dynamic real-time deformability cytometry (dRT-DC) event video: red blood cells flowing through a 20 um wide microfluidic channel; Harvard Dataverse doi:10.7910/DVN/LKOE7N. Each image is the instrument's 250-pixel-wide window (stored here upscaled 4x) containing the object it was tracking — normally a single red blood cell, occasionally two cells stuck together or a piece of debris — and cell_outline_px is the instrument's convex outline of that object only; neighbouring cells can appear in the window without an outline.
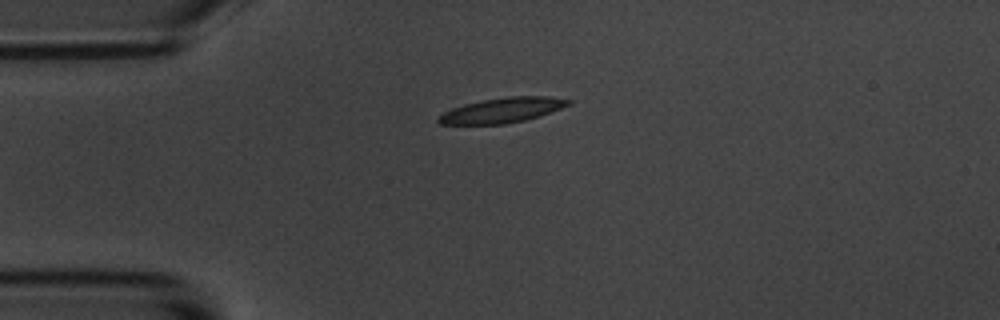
{"species": "common noctule bat (a hibernating species)", "species_latin": "Nyctalus noctula", "temperature_condition": "room temperature", "stored_images_in_passage": 4, "camera_frame_rate_fps": 3000, "um_per_image_px": 0.085, "animal": {"sex": "male", "body_mass_g": 20.1, "forearm_length_mm": 53.5}, "frame": {"image": 1, "passage_image": 4, "time_ms": 4.333, "image_size_px": [1000, 320], "cell_outline_px": [[572, 104], [540, 116], [524, 120], [504, 124], [440, 124], [436, 120], [436, 116], [452, 108], [464, 104], [484, 100], [508, 96], [548, 96], [572, 100]], "centroid_in_image_um": [42.69, 9.37], "position_along_channel_um": 42.3, "area_um2": 18.96}}